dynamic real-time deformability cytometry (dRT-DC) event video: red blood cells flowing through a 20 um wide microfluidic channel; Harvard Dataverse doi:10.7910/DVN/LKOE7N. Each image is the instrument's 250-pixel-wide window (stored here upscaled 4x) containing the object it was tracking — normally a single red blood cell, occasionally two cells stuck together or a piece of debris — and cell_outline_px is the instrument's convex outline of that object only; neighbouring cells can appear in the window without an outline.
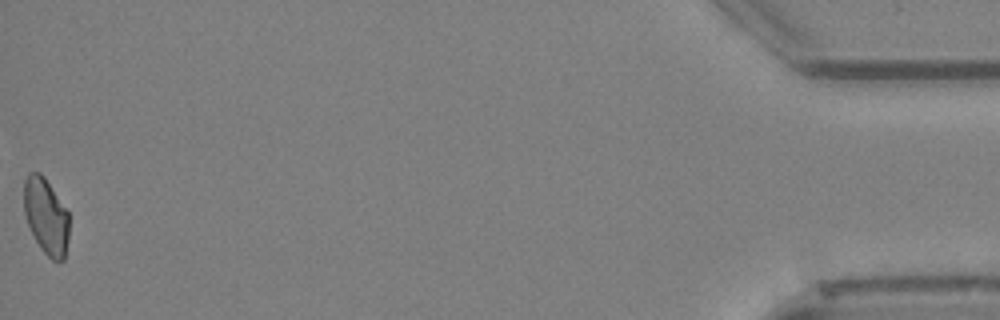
{"species": "Egyptian fruit bat (a non-hibernating species)", "species_latin": "Rousettus aegyptiacus", "temperature_condition": "cold", "stored_images_in_passage": 39, "camera_frame_rate_fps": 3000, "um_per_image_px": 0.085, "animal": {"sex": "female"}, "frame": {"image": 1, "passage_image": 39, "time_ms": 12.667, "image_size_px": [1000, 320], "cell_outline_px": [[68, 240], [64, 260], [52, 260], [40, 248], [28, 224], [24, 212], [24, 180], [28, 172], [40, 172], [44, 176], [68, 212]], "centroid_in_image_um": [3.9, 18.36], "position_along_channel_um": 431.3, "area_um2": 19.88}, "authors_computed_cell_mechanics": {"area_um2": 20.9814, "velocity_mm_per_s": 3.9415, "shape_relaxation_time_tau1_ms": null, "shape_relaxation_time_tau2_ms": 3.7871, "deformation_change_tau1": null, "deformation_change_tau2": 0.0917}}